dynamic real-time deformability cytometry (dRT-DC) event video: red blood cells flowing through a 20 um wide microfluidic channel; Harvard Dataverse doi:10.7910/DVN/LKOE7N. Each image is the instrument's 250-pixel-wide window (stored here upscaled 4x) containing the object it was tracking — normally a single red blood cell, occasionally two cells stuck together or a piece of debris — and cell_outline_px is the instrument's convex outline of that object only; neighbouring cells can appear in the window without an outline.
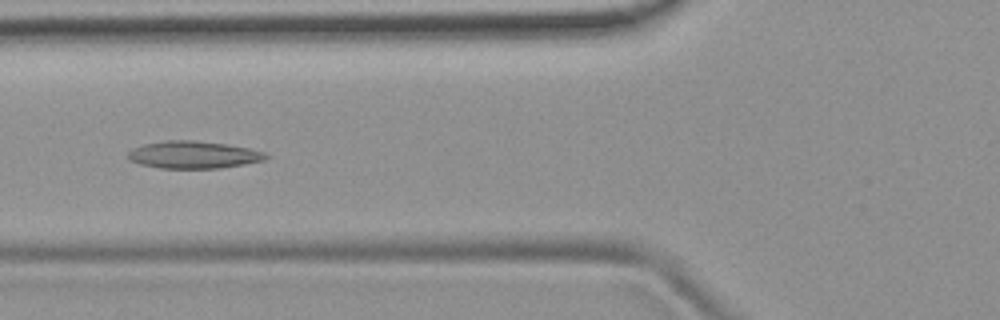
{"species": "common noctule bat (a hibernating species)", "species_latin": "Nyctalus noctula", "temperature_condition": "room temperature", "stored_images_in_passage": 7, "camera_frame_rate_fps": 3000, "um_per_image_px": 0.085, "animal": {"sex": "female", "body_mass_g": 19.9}, "frame": {"image": 1, "passage_image": 4, "time_ms": 3.667, "image_size_px": [1000, 320], "cell_outline_px": [[268, 156], [264, 160], [244, 164], [220, 168], [160, 168], [140, 164], [128, 160], [124, 156], [132, 148], [144, 144], [164, 140], [192, 140], [228, 144], [248, 148], [264, 152]], "centroid_in_image_um": [16.38, 13.15], "position_along_channel_um": 109.4, "area_um2": 22.08}}
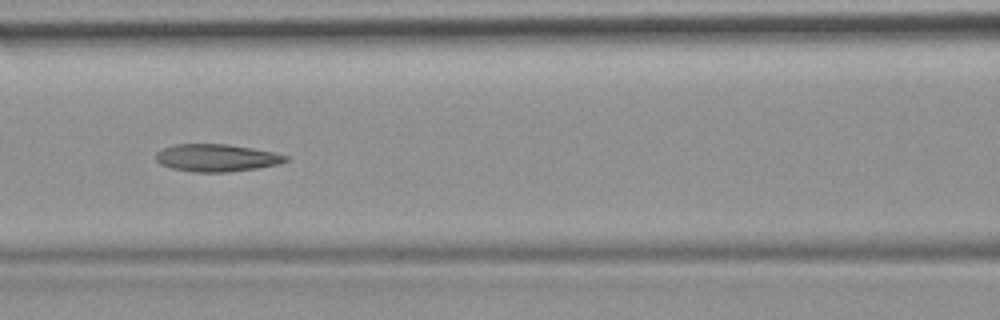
{"frame": {"image": 2, "passage_image": 5, "time_ms": 4.667, "image_size_px": [1000, 320], "cell_outline_px": [[288, 160], [280, 164], [256, 168], [228, 172], [192, 172], [172, 168], [160, 164], [156, 160], [156, 152], [164, 148], [176, 144], [228, 144], [252, 148], [272, 152], [288, 156]], "centroid_in_image_um": [18.4, 13.42], "position_along_channel_um": 148.2, "area_um2": 20.69}}
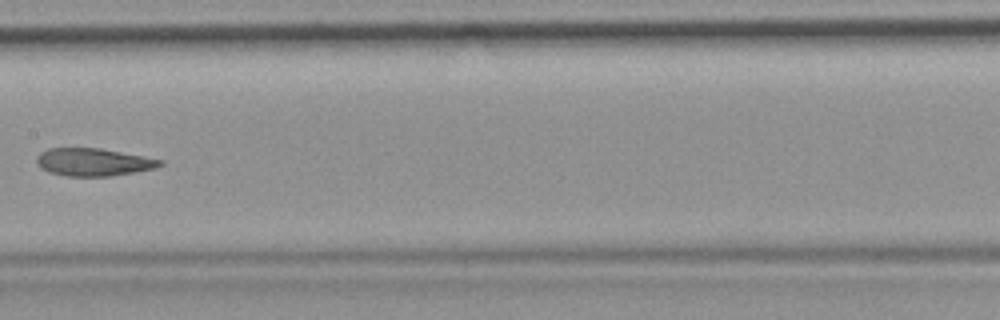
{"frame": {"image": 3, "passage_image": 6, "time_ms": 6.0, "image_size_px": [1000, 320], "cell_outline_px": [[164, 164], [156, 168], [112, 176], [68, 176], [48, 172], [40, 168], [36, 164], [36, 156], [40, 152], [48, 148], [100, 148], [144, 156], [164, 160]], "centroid_in_image_um": [7.93, 13.77], "position_along_channel_um": 199.5, "area_um2": 20.11}}